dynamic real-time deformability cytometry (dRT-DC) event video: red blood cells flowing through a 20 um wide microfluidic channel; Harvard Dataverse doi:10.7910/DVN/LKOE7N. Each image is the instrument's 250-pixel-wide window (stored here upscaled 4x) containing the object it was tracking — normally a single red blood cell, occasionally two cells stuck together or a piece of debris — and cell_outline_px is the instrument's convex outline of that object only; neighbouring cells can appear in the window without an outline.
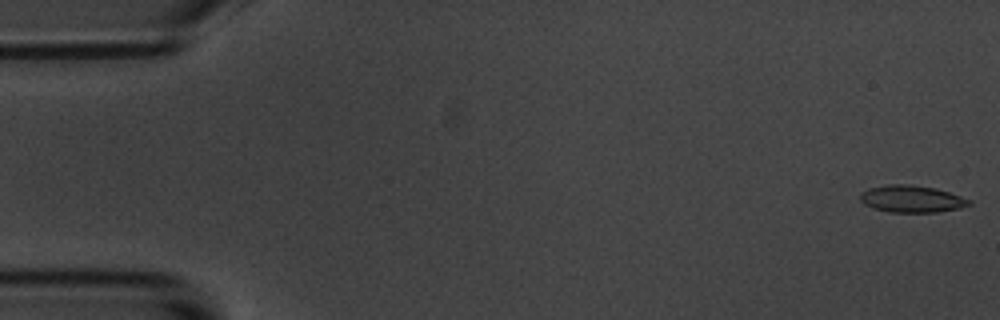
{"species": "common noctule bat (a hibernating species)", "species_latin": "Nyctalus noctula", "temperature_condition": "room temperature", "stored_images_in_passage": 6, "camera_frame_rate_fps": 3000, "um_per_image_px": 0.085, "animal": {"sex": "male", "body_mass_g": 20.1, "forearm_length_mm": 53.5}, "frame": {"image": 1, "passage_image": 1, "time_ms": 0.0, "image_size_px": [1000, 320], "cell_outline_px": [[972, 204], [960, 208], [936, 212], [888, 212], [872, 208], [864, 204], [860, 200], [860, 192], [868, 188], [888, 184], [912, 184], [936, 188], [972, 200]], "centroid_in_image_um": [77.47, 16.9], "position_along_channel_um": 7.5, "area_um2": 17.34}}